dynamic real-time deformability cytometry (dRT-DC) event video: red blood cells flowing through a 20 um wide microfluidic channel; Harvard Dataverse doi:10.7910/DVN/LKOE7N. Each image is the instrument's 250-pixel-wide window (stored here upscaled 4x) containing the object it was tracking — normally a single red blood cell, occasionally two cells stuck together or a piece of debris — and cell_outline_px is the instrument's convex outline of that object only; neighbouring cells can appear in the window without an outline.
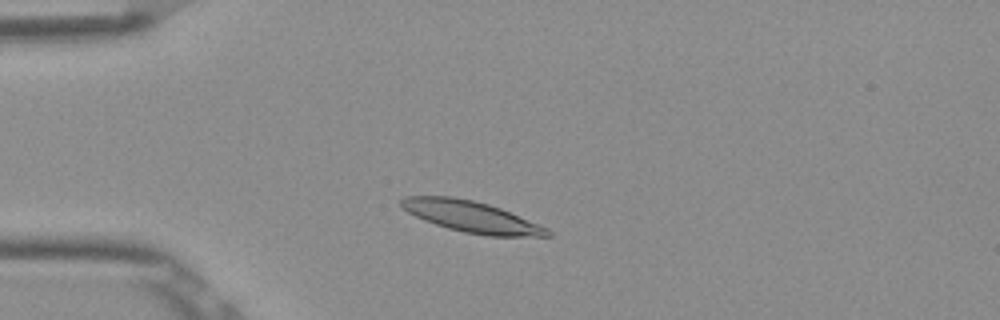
{"species": "Egyptian fruit bat (a non-hibernating species)", "species_latin": "Rousettus aegyptiacus", "temperature_condition": "room temperature", "stored_images_in_passage": 47, "camera_frame_rate_fps": 3000, "um_per_image_px": 0.085, "frame": {"image": 1, "passage_image": 8, "time_ms": 2.333, "image_size_px": [1000, 320], "cell_outline_px": [[552, 236], [488, 236], [464, 232], [448, 228], [424, 220], [408, 212], [400, 204], [400, 200], [404, 196], [452, 196], [472, 200], [488, 204], [500, 208], [548, 228], [552, 232]], "centroid_in_image_um": [40.07, 18.42], "position_along_channel_um": 44.9, "area_um2": 26.36}}
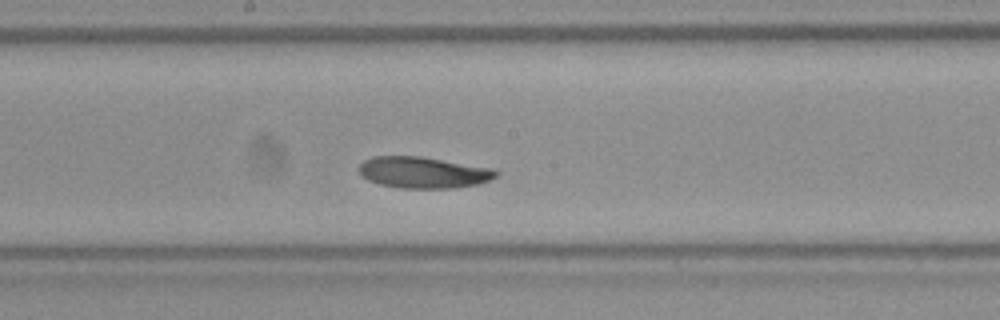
{"frame": {"image": 2, "passage_image": 23, "time_ms": 7.333, "image_size_px": [1000, 320], "cell_outline_px": [[500, 172], [496, 176], [480, 184], [452, 188], [400, 188], [380, 184], [368, 180], [360, 172], [360, 164], [364, 160], [372, 156], [420, 156], [492, 168]], "centroid_in_image_um": [35.99, 14.66], "position_along_channel_um": 212.2, "area_um2": 24.91}}
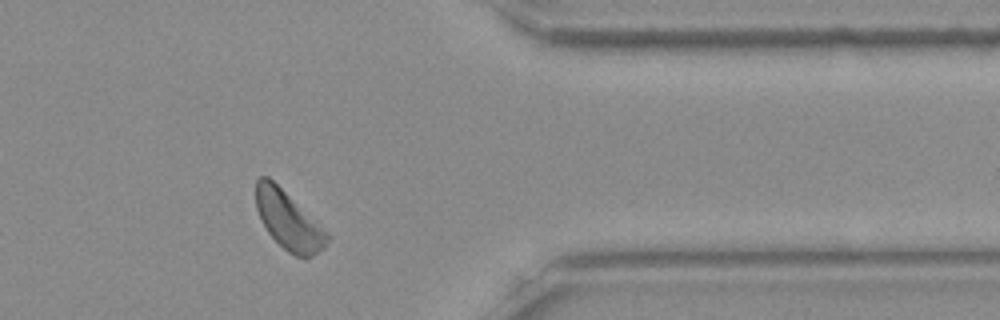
{"frame": {"image": 3, "passage_image": 38, "time_ms": 12.333, "image_size_px": [1000, 320], "cell_outline_px": [[332, 236], [324, 248], [312, 256], [296, 256], [288, 252], [268, 232], [256, 208], [256, 180], [260, 176], [268, 176], [320, 224]], "centroid_in_image_um": [24.55, 18.73], "position_along_channel_um": 386.9, "area_um2": 23.76}, "authors_computed_cell_mechanics": {"area_um2": 25.0274, "velocity_mm_per_s": 3.8039, "shape_relaxation_time_tau1_ms": 5.3058, "shape_relaxation_time_tau2_ms": 6.8648, "deformation_change_tau1": 0.1414, "deformation_change_tau2": 0.135}}